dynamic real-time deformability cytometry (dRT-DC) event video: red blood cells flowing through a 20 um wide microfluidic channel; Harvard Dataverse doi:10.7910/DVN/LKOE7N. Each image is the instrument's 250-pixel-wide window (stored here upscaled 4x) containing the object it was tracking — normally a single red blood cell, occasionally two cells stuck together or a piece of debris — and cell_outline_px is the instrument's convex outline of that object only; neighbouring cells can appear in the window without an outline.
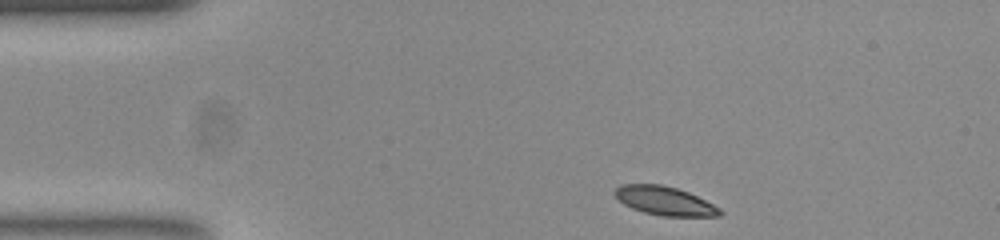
{"species": "common noctule bat (a hibernating species)", "species_latin": "Nyctalus noctula", "temperature_condition": "room temperature", "stored_images_in_passage": 45, "camera_frame_rate_fps": 3000, "um_per_image_px": 0.085, "animal": {"sex": "female", "body_mass_g": 23.0, "forearm_length_mm": 53.4}, "frame": {"image": 1, "passage_image": 1, "time_ms": 0.0, "image_size_px": [1000, 240], "cell_outline_px": [[720, 216], [664, 216], [644, 212], [632, 208], [624, 204], [616, 196], [616, 188], [624, 184], [660, 184], [676, 188], [688, 192], [720, 208]], "centroid_in_image_um": [56.5, 17.07], "position_along_channel_um": 28.5, "area_um2": 17.17}}
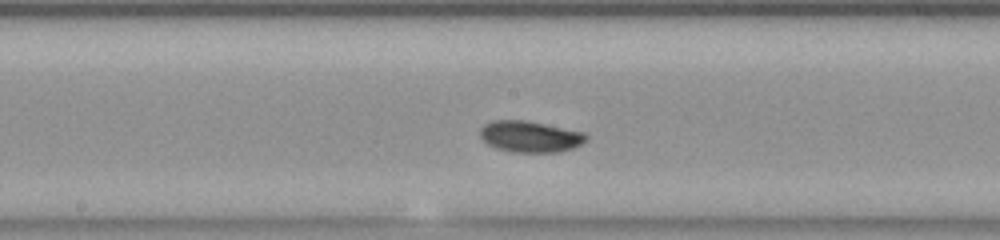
{"frame": {"image": 2, "passage_image": 19, "time_ms": 6.0, "image_size_px": [1000, 240], "cell_outline_px": [[588, 140], [572, 148], [560, 152], [512, 152], [496, 148], [488, 144], [480, 136], [480, 128], [484, 124], [492, 120], [524, 120], [584, 132], [588, 136]], "centroid_in_image_um": [45.05, 11.61], "position_along_channel_um": 203.1, "area_um2": 19.31}}
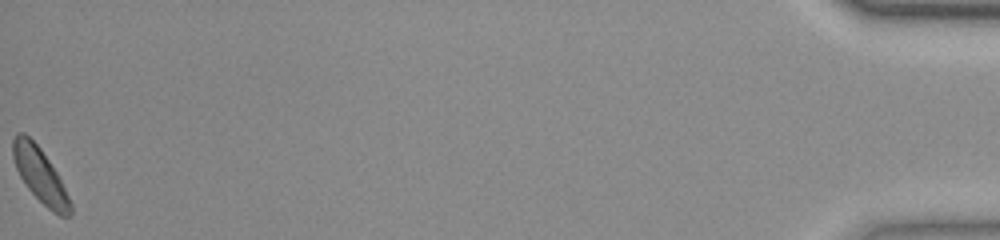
{"frame": {"image": 3, "passage_image": 45, "time_ms": 14.667, "image_size_px": [1000, 240], "cell_outline_px": [[72, 216], [60, 216], [52, 212], [28, 188], [20, 176], [16, 168], [12, 156], [12, 140], [16, 132], [24, 132], [40, 148], [56, 172], [72, 204]], "centroid_in_image_um": [3.39, 14.88], "position_along_channel_um": 431.8, "area_um2": 17.98}, "authors_computed_cell_mechanics": {"area_um2": 17.8024, "velocity_mm_per_s": 3.8529, "shape_relaxation_time_tau1_ms": 3.847, "shape_relaxation_time_tau2_ms": null, "deformation_change_tau1": 0.1495, "deformation_change_tau2": null}}